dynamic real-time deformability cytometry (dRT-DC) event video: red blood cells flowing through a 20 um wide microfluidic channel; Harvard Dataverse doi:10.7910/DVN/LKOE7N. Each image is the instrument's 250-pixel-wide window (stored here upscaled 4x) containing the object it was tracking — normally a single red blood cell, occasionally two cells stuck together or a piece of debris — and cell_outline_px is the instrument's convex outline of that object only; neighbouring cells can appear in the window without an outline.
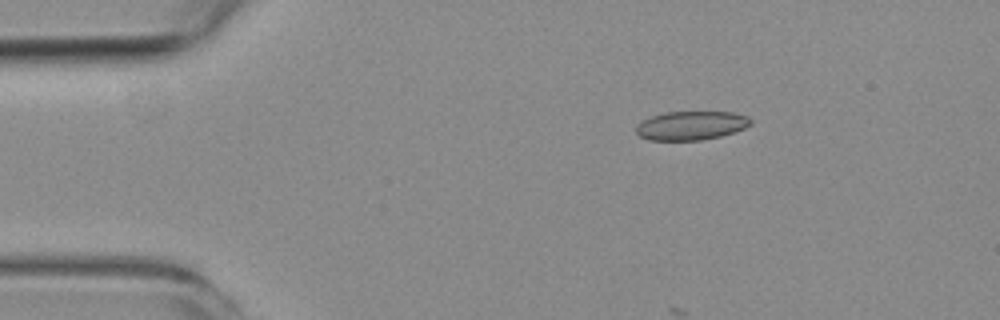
{"species": "common noctule bat (a hibernating species)", "species_latin": "Nyctalus noctula", "temperature_condition": "room temperature", "stored_images_in_passage": 7, "camera_frame_rate_fps": 3000, "um_per_image_px": 0.085, "animal": {"sex": "female", "body_mass_g": 19.3, "forearm_length_mm": 54.1}, "frame": {"image": 1, "passage_image": 7, "time_ms": 7.0, "image_size_px": [1000, 320], "cell_outline_px": [[752, 124], [736, 132], [720, 136], [700, 140], [648, 140], [640, 136], [636, 132], [636, 128], [644, 120], [652, 116], [664, 112], [732, 112], [748, 116], [752, 120]], "centroid_in_image_um": [58.79, 10.67], "position_along_channel_um": 26.2, "area_um2": 19.19}}